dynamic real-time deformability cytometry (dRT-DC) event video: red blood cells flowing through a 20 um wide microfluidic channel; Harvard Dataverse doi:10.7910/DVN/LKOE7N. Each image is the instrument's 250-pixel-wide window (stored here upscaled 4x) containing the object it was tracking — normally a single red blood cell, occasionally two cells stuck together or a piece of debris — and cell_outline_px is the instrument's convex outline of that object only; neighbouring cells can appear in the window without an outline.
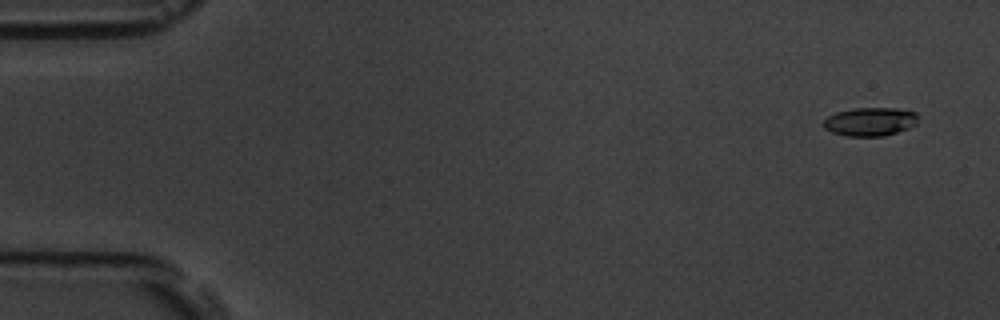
{"species": "common noctule bat (a hibernating species)", "species_latin": "Nyctalus noctula", "temperature_condition": "room temperature", "stored_images_in_passage": 5, "camera_frame_rate_fps": 3000, "um_per_image_px": 0.085, "animal": {"sex": "male", "body_mass_g": 19.5, "forearm_length_mm": 54.6}, "frame": {"image": 1, "passage_image": 1, "time_ms": 0.0, "image_size_px": [1000, 320], "cell_outline_px": [[916, 124], [908, 128], [884, 136], [848, 136], [832, 132], [824, 128], [824, 120], [828, 116], [836, 112], [852, 108], [896, 108], [916, 112]], "centroid_in_image_um": [73.94, 10.33], "position_along_channel_um": 11.1, "area_um2": 15.61}}